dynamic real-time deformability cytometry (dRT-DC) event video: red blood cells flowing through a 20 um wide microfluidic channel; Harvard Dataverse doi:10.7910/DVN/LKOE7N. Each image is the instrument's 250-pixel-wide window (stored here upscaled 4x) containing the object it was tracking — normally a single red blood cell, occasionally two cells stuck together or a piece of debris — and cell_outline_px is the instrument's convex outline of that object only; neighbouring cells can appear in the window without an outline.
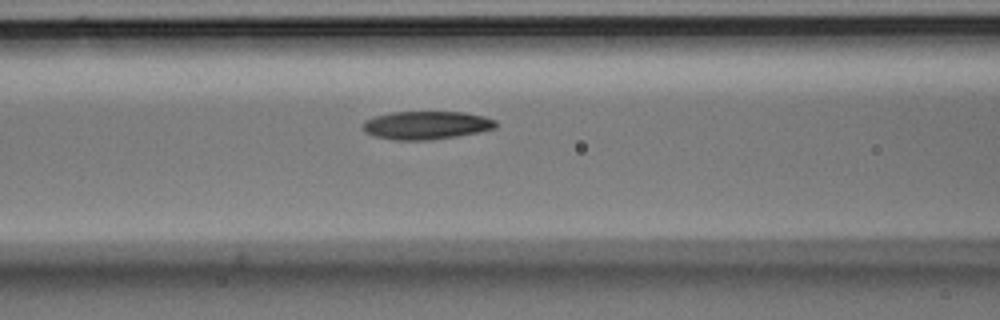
{"species": "Egyptian fruit bat (a non-hibernating species)", "species_latin": "Rousettus aegyptiacus", "temperature_condition": "room temperature", "stored_images_in_passage": 5, "camera_frame_rate_fps": 3000, "um_per_image_px": 0.085, "animal": {"sex": "male"}, "frame": {"image": 1, "passage_image": 5, "time_ms": 1.333, "image_size_px": [1000, 320], "cell_outline_px": [[496, 128], [480, 132], [432, 140], [392, 140], [372, 136], [364, 132], [360, 124], [364, 120], [376, 116], [392, 112], [464, 112], [484, 116], [496, 120]], "centroid_in_image_um": [36.2, 10.65], "position_along_channel_um": 130.4, "area_um2": 22.14}}